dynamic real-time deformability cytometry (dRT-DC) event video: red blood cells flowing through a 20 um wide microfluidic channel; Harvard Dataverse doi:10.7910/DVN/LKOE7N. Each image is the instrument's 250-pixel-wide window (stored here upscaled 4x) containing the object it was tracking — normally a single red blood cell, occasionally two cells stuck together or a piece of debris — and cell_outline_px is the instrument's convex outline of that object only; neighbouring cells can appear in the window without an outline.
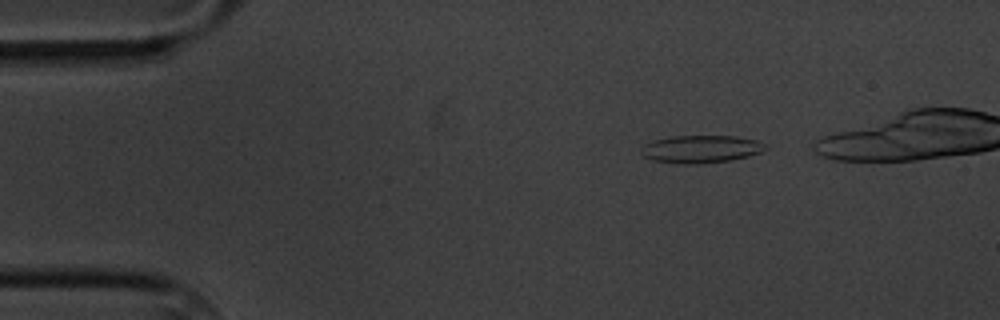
{"species": "common noctule bat (a hibernating species)", "species_latin": "Nyctalus noctula", "temperature_condition": "cold", "stored_images_in_passage": 5, "camera_frame_rate_fps": 3000, "um_per_image_px": 0.085, "animal": {"sex": "male", "body_mass_g": 20.1, "forearm_length_mm": 53.5}, "frame": {"image": 1, "passage_image": 2, "time_ms": 1.0, "image_size_px": [1000, 320], "cell_outline_px": [[768, 148], [760, 152], [748, 156], [732, 160], [700, 164], [680, 164], [652, 160], [644, 156], [640, 152], [644, 144], [656, 140], [672, 136], [736, 136], [756, 140], [768, 144]], "centroid_in_image_um": [59.61, 12.68], "position_along_channel_um": 25.4, "area_um2": 20.11}}